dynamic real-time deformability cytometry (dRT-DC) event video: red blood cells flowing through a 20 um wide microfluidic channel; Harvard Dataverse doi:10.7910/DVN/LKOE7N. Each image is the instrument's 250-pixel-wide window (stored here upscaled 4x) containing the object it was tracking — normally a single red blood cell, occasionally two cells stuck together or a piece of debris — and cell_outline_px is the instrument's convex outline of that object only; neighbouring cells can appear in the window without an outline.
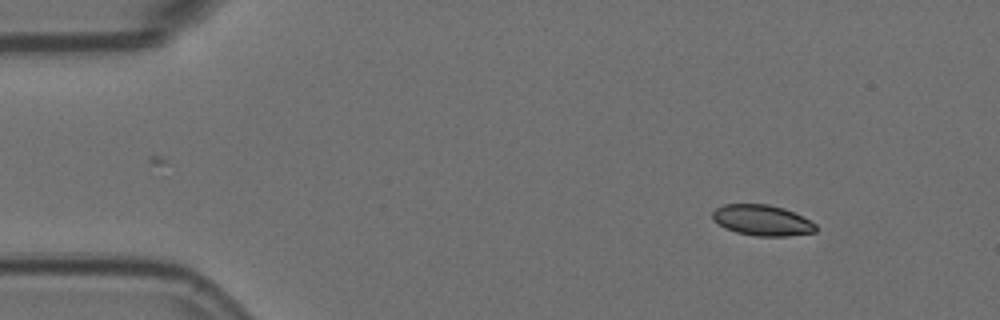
{"species": "Egyptian fruit bat (a non-hibernating species)", "species_latin": "Rousettus aegyptiacus", "temperature_condition": "room temperature", "stored_images_in_passage": 3, "camera_frame_rate_fps": 3000, "um_per_image_px": 0.085, "animal": {"sex": "female"}, "frame": {"image": 1, "passage_image": 1, "time_ms": 0.0, "image_size_px": [1000, 320], "cell_outline_px": [[816, 232], [788, 236], [752, 236], [736, 232], [724, 228], [712, 220], [712, 212], [716, 208], [724, 204], [768, 204], [784, 208], [816, 224]], "centroid_in_image_um": [64.74, 18.73], "position_along_channel_um": 20.3, "area_um2": 18.55}}
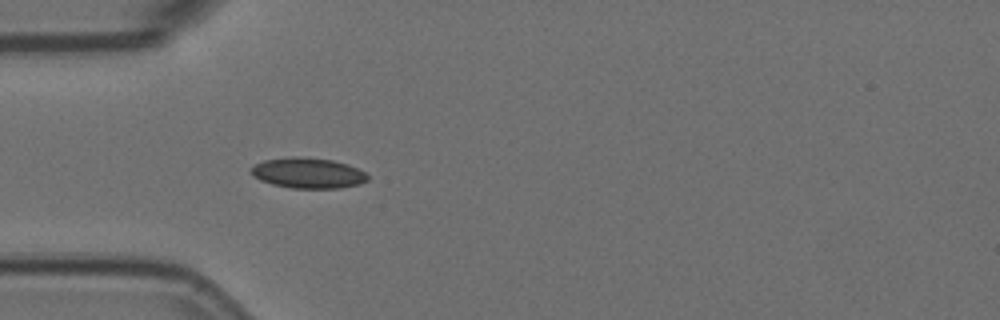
{"frame": {"image": 2, "passage_image": 3, "time_ms": 0.667, "image_size_px": [1000, 320], "cell_outline_px": [[368, 180], [360, 184], [340, 188], [292, 188], [272, 184], [260, 180], [252, 176], [248, 172], [256, 164], [264, 160], [296, 156], [332, 160], [348, 164], [364, 172], [368, 176]], "centroid_in_image_um": [26.16, 14.71], "position_along_channel_um": 58.8, "area_um2": 20.69}}